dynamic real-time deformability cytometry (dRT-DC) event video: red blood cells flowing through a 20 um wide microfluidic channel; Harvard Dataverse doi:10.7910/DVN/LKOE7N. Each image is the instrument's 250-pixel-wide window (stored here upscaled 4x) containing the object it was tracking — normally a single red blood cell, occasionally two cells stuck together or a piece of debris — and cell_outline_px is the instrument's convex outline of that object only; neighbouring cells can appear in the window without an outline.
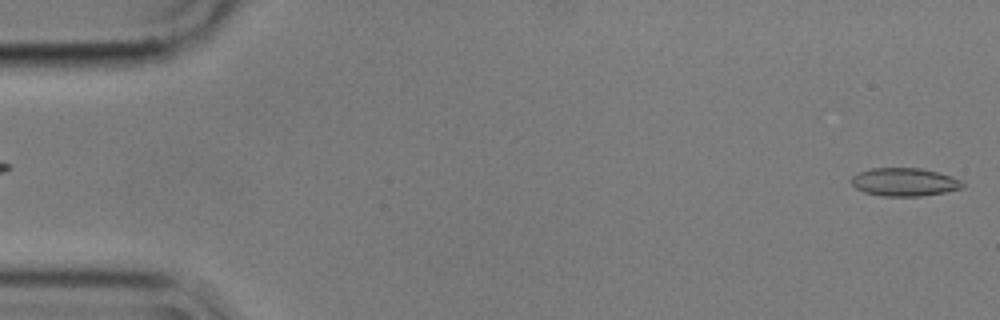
{"species": "common noctule bat (a hibernating species)", "species_latin": "Nyctalus noctula", "temperature_condition": "cold", "stored_images_in_passage": 11, "camera_frame_rate_fps": 3000, "um_per_image_px": 0.085, "animal": {"sex": "male", "body_mass_g": 17.9}, "frame": {"image": 1, "passage_image": 1, "time_ms": 0.0, "image_size_px": [1000, 320], "cell_outline_px": [[964, 188], [944, 192], [920, 196], [884, 196], [864, 192], [856, 188], [852, 184], [852, 176], [860, 172], [872, 168], [920, 168], [952, 176], [960, 180], [964, 184]], "centroid_in_image_um": [76.89, 15.47], "position_along_channel_um": 8.1, "area_um2": 18.09}}